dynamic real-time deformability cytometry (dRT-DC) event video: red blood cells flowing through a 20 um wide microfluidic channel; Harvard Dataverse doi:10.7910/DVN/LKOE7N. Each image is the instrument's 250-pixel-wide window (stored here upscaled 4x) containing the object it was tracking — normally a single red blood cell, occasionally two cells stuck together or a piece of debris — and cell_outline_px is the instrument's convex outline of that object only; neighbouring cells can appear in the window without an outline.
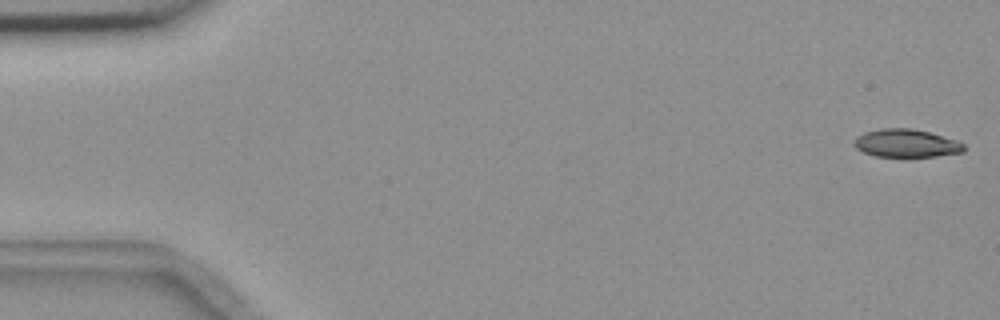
{"species": "common noctule bat (a hibernating species)", "species_latin": "Nyctalus noctula", "temperature_condition": "room temperature", "stored_images_in_passage": 7, "camera_frame_rate_fps": 3000, "um_per_image_px": 0.085, "animal": {"sex": "female", "body_mass_g": 18.4}, "frame": {"image": 1, "passage_image": 1, "time_ms": 0.0, "image_size_px": [1000, 320], "cell_outline_px": [[964, 152], [936, 156], [876, 156], [864, 152], [856, 148], [852, 144], [852, 140], [856, 136], [864, 132], [880, 128], [912, 128], [928, 132], [956, 140], [964, 144]], "centroid_in_image_um": [76.98, 12.16], "position_along_channel_um": 8.0, "area_um2": 17.92}}
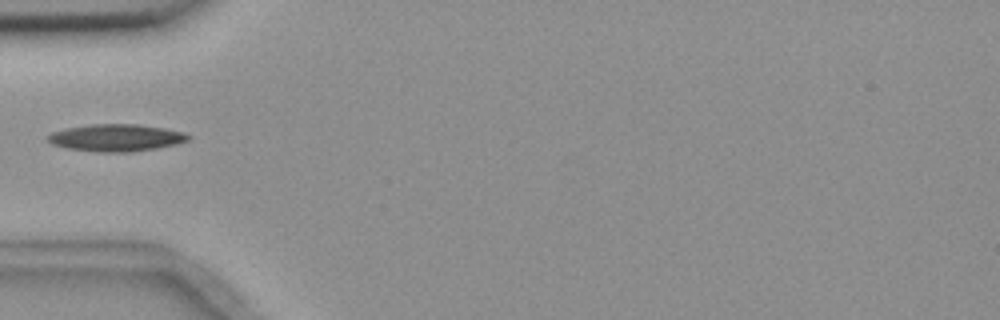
{"frame": {"image": 2, "passage_image": 6, "time_ms": 5.667, "image_size_px": [1000, 320], "cell_outline_px": [[192, 136], [188, 140], [176, 144], [156, 148], [132, 152], [100, 152], [68, 148], [52, 144], [48, 140], [48, 136], [52, 132], [64, 128], [92, 124], [136, 124], [164, 128], [184, 132]], "centroid_in_image_um": [9.89, 11.7], "position_along_channel_um": 75.1, "area_um2": 22.14}}